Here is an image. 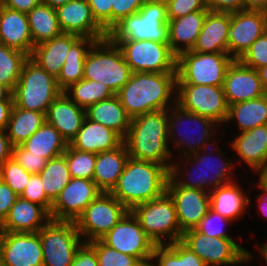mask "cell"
<instances>
[{"label": "cell", "instance_id": "19", "mask_svg": "<svg viewBox=\"0 0 267 266\" xmlns=\"http://www.w3.org/2000/svg\"><path fill=\"white\" fill-rule=\"evenodd\" d=\"M3 266H43L39 233L5 232L0 238Z\"/></svg>", "mask_w": 267, "mask_h": 266}, {"label": "cell", "instance_id": "41", "mask_svg": "<svg viewBox=\"0 0 267 266\" xmlns=\"http://www.w3.org/2000/svg\"><path fill=\"white\" fill-rule=\"evenodd\" d=\"M64 93L78 106L87 109L89 106L108 99L115 94L102 82L81 79L71 85Z\"/></svg>", "mask_w": 267, "mask_h": 266}, {"label": "cell", "instance_id": "6", "mask_svg": "<svg viewBox=\"0 0 267 266\" xmlns=\"http://www.w3.org/2000/svg\"><path fill=\"white\" fill-rule=\"evenodd\" d=\"M131 74L121 50L108 37L96 41L86 55L83 78L104 83L115 95Z\"/></svg>", "mask_w": 267, "mask_h": 266}, {"label": "cell", "instance_id": "12", "mask_svg": "<svg viewBox=\"0 0 267 266\" xmlns=\"http://www.w3.org/2000/svg\"><path fill=\"white\" fill-rule=\"evenodd\" d=\"M43 266H70L85 243L73 221L51 219L39 232Z\"/></svg>", "mask_w": 267, "mask_h": 266}, {"label": "cell", "instance_id": "21", "mask_svg": "<svg viewBox=\"0 0 267 266\" xmlns=\"http://www.w3.org/2000/svg\"><path fill=\"white\" fill-rule=\"evenodd\" d=\"M223 89L228 106L263 96L264 90L257 70L233 60L228 66Z\"/></svg>", "mask_w": 267, "mask_h": 266}, {"label": "cell", "instance_id": "34", "mask_svg": "<svg viewBox=\"0 0 267 266\" xmlns=\"http://www.w3.org/2000/svg\"><path fill=\"white\" fill-rule=\"evenodd\" d=\"M96 41L93 38L80 37L71 46L60 74L56 78L57 85L62 92L83 79L86 55Z\"/></svg>", "mask_w": 267, "mask_h": 266}, {"label": "cell", "instance_id": "42", "mask_svg": "<svg viewBox=\"0 0 267 266\" xmlns=\"http://www.w3.org/2000/svg\"><path fill=\"white\" fill-rule=\"evenodd\" d=\"M29 56L6 45L0 46V83L7 86L12 92L21 75L25 60Z\"/></svg>", "mask_w": 267, "mask_h": 266}, {"label": "cell", "instance_id": "32", "mask_svg": "<svg viewBox=\"0 0 267 266\" xmlns=\"http://www.w3.org/2000/svg\"><path fill=\"white\" fill-rule=\"evenodd\" d=\"M129 158L124 143L111 151L96 154L93 181L102 192H110L123 173Z\"/></svg>", "mask_w": 267, "mask_h": 266}, {"label": "cell", "instance_id": "2", "mask_svg": "<svg viewBox=\"0 0 267 266\" xmlns=\"http://www.w3.org/2000/svg\"><path fill=\"white\" fill-rule=\"evenodd\" d=\"M123 143L129 157L171 167L174 152L169 149L168 109L132 118Z\"/></svg>", "mask_w": 267, "mask_h": 266}, {"label": "cell", "instance_id": "3", "mask_svg": "<svg viewBox=\"0 0 267 266\" xmlns=\"http://www.w3.org/2000/svg\"><path fill=\"white\" fill-rule=\"evenodd\" d=\"M170 167L129 157L123 173L109 192L129 211L167 191Z\"/></svg>", "mask_w": 267, "mask_h": 266}, {"label": "cell", "instance_id": "68", "mask_svg": "<svg viewBox=\"0 0 267 266\" xmlns=\"http://www.w3.org/2000/svg\"><path fill=\"white\" fill-rule=\"evenodd\" d=\"M0 266H3L1 251H0Z\"/></svg>", "mask_w": 267, "mask_h": 266}, {"label": "cell", "instance_id": "25", "mask_svg": "<svg viewBox=\"0 0 267 266\" xmlns=\"http://www.w3.org/2000/svg\"><path fill=\"white\" fill-rule=\"evenodd\" d=\"M0 34L3 45L20 50L28 56L33 50V39L26 13L0 5Z\"/></svg>", "mask_w": 267, "mask_h": 266}, {"label": "cell", "instance_id": "17", "mask_svg": "<svg viewBox=\"0 0 267 266\" xmlns=\"http://www.w3.org/2000/svg\"><path fill=\"white\" fill-rule=\"evenodd\" d=\"M102 191L90 179L71 178L52 204L50 217L54 220L73 221Z\"/></svg>", "mask_w": 267, "mask_h": 266}, {"label": "cell", "instance_id": "9", "mask_svg": "<svg viewBox=\"0 0 267 266\" xmlns=\"http://www.w3.org/2000/svg\"><path fill=\"white\" fill-rule=\"evenodd\" d=\"M186 122L190 124L193 123L192 125L196 126L194 128L195 135L190 133V131H192L193 129L190 131L188 130V132L186 131L188 126L186 127V130H182L184 128V126L182 127V125L184 124L186 126L187 125ZM216 125L219 126L220 128V125L216 123L214 120L204 116H200L195 113L185 111L182 108H180L177 104L168 108L169 144L173 141L174 142L173 145L175 146L173 149L178 150L179 153L180 151L182 152L184 151L183 153L182 152L180 153V157L192 155L193 153L198 152L202 149L210 148L209 144L213 146L214 144H212L210 141H212L213 138H215L214 136L218 131L217 129H219ZM177 135H179L180 137ZM177 137L179 138L177 139Z\"/></svg>", "mask_w": 267, "mask_h": 266}, {"label": "cell", "instance_id": "61", "mask_svg": "<svg viewBox=\"0 0 267 266\" xmlns=\"http://www.w3.org/2000/svg\"><path fill=\"white\" fill-rule=\"evenodd\" d=\"M258 198V208L261 211V214L264 216H267V193L262 192L261 194H257L256 196Z\"/></svg>", "mask_w": 267, "mask_h": 266}, {"label": "cell", "instance_id": "37", "mask_svg": "<svg viewBox=\"0 0 267 266\" xmlns=\"http://www.w3.org/2000/svg\"><path fill=\"white\" fill-rule=\"evenodd\" d=\"M46 121L45 113L13 106L6 132L13 146L21 145Z\"/></svg>", "mask_w": 267, "mask_h": 266}, {"label": "cell", "instance_id": "38", "mask_svg": "<svg viewBox=\"0 0 267 266\" xmlns=\"http://www.w3.org/2000/svg\"><path fill=\"white\" fill-rule=\"evenodd\" d=\"M27 16L34 46L51 40L62 33L55 8L47 4L41 2Z\"/></svg>", "mask_w": 267, "mask_h": 266}, {"label": "cell", "instance_id": "59", "mask_svg": "<svg viewBox=\"0 0 267 266\" xmlns=\"http://www.w3.org/2000/svg\"><path fill=\"white\" fill-rule=\"evenodd\" d=\"M243 10L267 13V0H244Z\"/></svg>", "mask_w": 267, "mask_h": 266}, {"label": "cell", "instance_id": "53", "mask_svg": "<svg viewBox=\"0 0 267 266\" xmlns=\"http://www.w3.org/2000/svg\"><path fill=\"white\" fill-rule=\"evenodd\" d=\"M18 195L0 179V216L5 219L12 208Z\"/></svg>", "mask_w": 267, "mask_h": 266}, {"label": "cell", "instance_id": "55", "mask_svg": "<svg viewBox=\"0 0 267 266\" xmlns=\"http://www.w3.org/2000/svg\"><path fill=\"white\" fill-rule=\"evenodd\" d=\"M70 266H98L95 251L87 243H84L78 249Z\"/></svg>", "mask_w": 267, "mask_h": 266}, {"label": "cell", "instance_id": "8", "mask_svg": "<svg viewBox=\"0 0 267 266\" xmlns=\"http://www.w3.org/2000/svg\"><path fill=\"white\" fill-rule=\"evenodd\" d=\"M61 92L56 78L28 57L12 94L17 107L46 114Z\"/></svg>", "mask_w": 267, "mask_h": 266}, {"label": "cell", "instance_id": "49", "mask_svg": "<svg viewBox=\"0 0 267 266\" xmlns=\"http://www.w3.org/2000/svg\"><path fill=\"white\" fill-rule=\"evenodd\" d=\"M12 157L31 174H39L48 161L46 158L31 154L30 151L24 149L21 145L13 146Z\"/></svg>", "mask_w": 267, "mask_h": 266}, {"label": "cell", "instance_id": "57", "mask_svg": "<svg viewBox=\"0 0 267 266\" xmlns=\"http://www.w3.org/2000/svg\"><path fill=\"white\" fill-rule=\"evenodd\" d=\"M13 106V94L7 100H0V129L6 130Z\"/></svg>", "mask_w": 267, "mask_h": 266}, {"label": "cell", "instance_id": "65", "mask_svg": "<svg viewBox=\"0 0 267 266\" xmlns=\"http://www.w3.org/2000/svg\"><path fill=\"white\" fill-rule=\"evenodd\" d=\"M258 250H260L258 252H260L262 258L267 264V242H265V244H262L261 247H258Z\"/></svg>", "mask_w": 267, "mask_h": 266}, {"label": "cell", "instance_id": "5", "mask_svg": "<svg viewBox=\"0 0 267 266\" xmlns=\"http://www.w3.org/2000/svg\"><path fill=\"white\" fill-rule=\"evenodd\" d=\"M167 6L146 0L136 13L123 18L108 33L112 42L151 40L169 43Z\"/></svg>", "mask_w": 267, "mask_h": 266}, {"label": "cell", "instance_id": "13", "mask_svg": "<svg viewBox=\"0 0 267 266\" xmlns=\"http://www.w3.org/2000/svg\"><path fill=\"white\" fill-rule=\"evenodd\" d=\"M113 43L121 50L132 73L176 72L177 56L168 43L151 40H123Z\"/></svg>", "mask_w": 267, "mask_h": 266}, {"label": "cell", "instance_id": "10", "mask_svg": "<svg viewBox=\"0 0 267 266\" xmlns=\"http://www.w3.org/2000/svg\"><path fill=\"white\" fill-rule=\"evenodd\" d=\"M233 60L228 53L182 52L177 56L176 84L223 86Z\"/></svg>", "mask_w": 267, "mask_h": 266}, {"label": "cell", "instance_id": "15", "mask_svg": "<svg viewBox=\"0 0 267 266\" xmlns=\"http://www.w3.org/2000/svg\"><path fill=\"white\" fill-rule=\"evenodd\" d=\"M176 104L220 125L225 124L228 114L223 86L176 84Z\"/></svg>", "mask_w": 267, "mask_h": 266}, {"label": "cell", "instance_id": "11", "mask_svg": "<svg viewBox=\"0 0 267 266\" xmlns=\"http://www.w3.org/2000/svg\"><path fill=\"white\" fill-rule=\"evenodd\" d=\"M180 242L195 253L206 266L246 264L254 258L232 238L209 237L191 229L182 233Z\"/></svg>", "mask_w": 267, "mask_h": 266}, {"label": "cell", "instance_id": "16", "mask_svg": "<svg viewBox=\"0 0 267 266\" xmlns=\"http://www.w3.org/2000/svg\"><path fill=\"white\" fill-rule=\"evenodd\" d=\"M100 240L107 246L150 264L155 244L146 236L139 220L128 211Z\"/></svg>", "mask_w": 267, "mask_h": 266}, {"label": "cell", "instance_id": "69", "mask_svg": "<svg viewBox=\"0 0 267 266\" xmlns=\"http://www.w3.org/2000/svg\"><path fill=\"white\" fill-rule=\"evenodd\" d=\"M3 45V41H2V37H1V34H0V46Z\"/></svg>", "mask_w": 267, "mask_h": 266}, {"label": "cell", "instance_id": "24", "mask_svg": "<svg viewBox=\"0 0 267 266\" xmlns=\"http://www.w3.org/2000/svg\"><path fill=\"white\" fill-rule=\"evenodd\" d=\"M231 13L208 11L202 29L191 51L228 53V34Z\"/></svg>", "mask_w": 267, "mask_h": 266}, {"label": "cell", "instance_id": "63", "mask_svg": "<svg viewBox=\"0 0 267 266\" xmlns=\"http://www.w3.org/2000/svg\"><path fill=\"white\" fill-rule=\"evenodd\" d=\"M72 0H41L42 3L49 5L52 8H58Z\"/></svg>", "mask_w": 267, "mask_h": 266}, {"label": "cell", "instance_id": "33", "mask_svg": "<svg viewBox=\"0 0 267 266\" xmlns=\"http://www.w3.org/2000/svg\"><path fill=\"white\" fill-rule=\"evenodd\" d=\"M86 117L112 129L122 139L127 135L131 121L117 95L89 106L86 109Z\"/></svg>", "mask_w": 267, "mask_h": 266}, {"label": "cell", "instance_id": "47", "mask_svg": "<svg viewBox=\"0 0 267 266\" xmlns=\"http://www.w3.org/2000/svg\"><path fill=\"white\" fill-rule=\"evenodd\" d=\"M230 222L232 224L230 219H227L210 209L200 220L199 225L195 229L209 237L232 238L226 233L223 226L224 224L226 225Z\"/></svg>", "mask_w": 267, "mask_h": 266}, {"label": "cell", "instance_id": "40", "mask_svg": "<svg viewBox=\"0 0 267 266\" xmlns=\"http://www.w3.org/2000/svg\"><path fill=\"white\" fill-rule=\"evenodd\" d=\"M39 174L41 176L42 187L52 202L55 201L71 179L66 158L63 154L49 159Z\"/></svg>", "mask_w": 267, "mask_h": 266}, {"label": "cell", "instance_id": "29", "mask_svg": "<svg viewBox=\"0 0 267 266\" xmlns=\"http://www.w3.org/2000/svg\"><path fill=\"white\" fill-rule=\"evenodd\" d=\"M230 144L238 157L255 172L267 163V124L240 132Z\"/></svg>", "mask_w": 267, "mask_h": 266}, {"label": "cell", "instance_id": "28", "mask_svg": "<svg viewBox=\"0 0 267 266\" xmlns=\"http://www.w3.org/2000/svg\"><path fill=\"white\" fill-rule=\"evenodd\" d=\"M81 36L71 33L60 35L33 47L30 58L48 74L58 77L71 46Z\"/></svg>", "mask_w": 267, "mask_h": 266}, {"label": "cell", "instance_id": "26", "mask_svg": "<svg viewBox=\"0 0 267 266\" xmlns=\"http://www.w3.org/2000/svg\"><path fill=\"white\" fill-rule=\"evenodd\" d=\"M123 139L112 129L85 117L81 129L69 145L83 152L98 154L119 147Z\"/></svg>", "mask_w": 267, "mask_h": 266}, {"label": "cell", "instance_id": "18", "mask_svg": "<svg viewBox=\"0 0 267 266\" xmlns=\"http://www.w3.org/2000/svg\"><path fill=\"white\" fill-rule=\"evenodd\" d=\"M267 31V13L241 10L231 13L228 54L239 60L252 43Z\"/></svg>", "mask_w": 267, "mask_h": 266}, {"label": "cell", "instance_id": "7", "mask_svg": "<svg viewBox=\"0 0 267 266\" xmlns=\"http://www.w3.org/2000/svg\"><path fill=\"white\" fill-rule=\"evenodd\" d=\"M131 212L155 245H168L180 241L182 232L175 204L167 191L153 200L135 206Z\"/></svg>", "mask_w": 267, "mask_h": 266}, {"label": "cell", "instance_id": "48", "mask_svg": "<svg viewBox=\"0 0 267 266\" xmlns=\"http://www.w3.org/2000/svg\"><path fill=\"white\" fill-rule=\"evenodd\" d=\"M21 198L43 206L49 213L53 202L47 197L43 187L40 174H32L27 182L26 188L20 195Z\"/></svg>", "mask_w": 267, "mask_h": 266}, {"label": "cell", "instance_id": "30", "mask_svg": "<svg viewBox=\"0 0 267 266\" xmlns=\"http://www.w3.org/2000/svg\"><path fill=\"white\" fill-rule=\"evenodd\" d=\"M208 11H196L168 21V44L176 56L182 52L192 50Z\"/></svg>", "mask_w": 267, "mask_h": 266}, {"label": "cell", "instance_id": "60", "mask_svg": "<svg viewBox=\"0 0 267 266\" xmlns=\"http://www.w3.org/2000/svg\"><path fill=\"white\" fill-rule=\"evenodd\" d=\"M255 173L259 174L257 187L260 188L262 192L267 193V163L258 168Z\"/></svg>", "mask_w": 267, "mask_h": 266}, {"label": "cell", "instance_id": "43", "mask_svg": "<svg viewBox=\"0 0 267 266\" xmlns=\"http://www.w3.org/2000/svg\"><path fill=\"white\" fill-rule=\"evenodd\" d=\"M66 163L71 178H82L93 180L96 154L79 151L69 144L65 153Z\"/></svg>", "mask_w": 267, "mask_h": 266}, {"label": "cell", "instance_id": "39", "mask_svg": "<svg viewBox=\"0 0 267 266\" xmlns=\"http://www.w3.org/2000/svg\"><path fill=\"white\" fill-rule=\"evenodd\" d=\"M155 259V260H154ZM154 263V261H156ZM149 266H206L205 263L180 241L155 245Z\"/></svg>", "mask_w": 267, "mask_h": 266}, {"label": "cell", "instance_id": "46", "mask_svg": "<svg viewBox=\"0 0 267 266\" xmlns=\"http://www.w3.org/2000/svg\"><path fill=\"white\" fill-rule=\"evenodd\" d=\"M239 61L255 70L267 65V31L252 43Z\"/></svg>", "mask_w": 267, "mask_h": 266}, {"label": "cell", "instance_id": "50", "mask_svg": "<svg viewBox=\"0 0 267 266\" xmlns=\"http://www.w3.org/2000/svg\"><path fill=\"white\" fill-rule=\"evenodd\" d=\"M96 22L108 33L112 29L113 0H87Z\"/></svg>", "mask_w": 267, "mask_h": 266}, {"label": "cell", "instance_id": "66", "mask_svg": "<svg viewBox=\"0 0 267 266\" xmlns=\"http://www.w3.org/2000/svg\"><path fill=\"white\" fill-rule=\"evenodd\" d=\"M4 218L0 216V238L5 234Z\"/></svg>", "mask_w": 267, "mask_h": 266}, {"label": "cell", "instance_id": "22", "mask_svg": "<svg viewBox=\"0 0 267 266\" xmlns=\"http://www.w3.org/2000/svg\"><path fill=\"white\" fill-rule=\"evenodd\" d=\"M63 33L98 40L107 38L105 30L93 18L87 0H72L55 9Z\"/></svg>", "mask_w": 267, "mask_h": 266}, {"label": "cell", "instance_id": "67", "mask_svg": "<svg viewBox=\"0 0 267 266\" xmlns=\"http://www.w3.org/2000/svg\"><path fill=\"white\" fill-rule=\"evenodd\" d=\"M151 1L167 6L172 0H151Z\"/></svg>", "mask_w": 267, "mask_h": 266}, {"label": "cell", "instance_id": "27", "mask_svg": "<svg viewBox=\"0 0 267 266\" xmlns=\"http://www.w3.org/2000/svg\"><path fill=\"white\" fill-rule=\"evenodd\" d=\"M51 220L50 213L39 204L20 196L4 219L6 232L37 233Z\"/></svg>", "mask_w": 267, "mask_h": 266}, {"label": "cell", "instance_id": "23", "mask_svg": "<svg viewBox=\"0 0 267 266\" xmlns=\"http://www.w3.org/2000/svg\"><path fill=\"white\" fill-rule=\"evenodd\" d=\"M86 109L75 104L61 92L49 106L45 118L69 144L81 129Z\"/></svg>", "mask_w": 267, "mask_h": 266}, {"label": "cell", "instance_id": "31", "mask_svg": "<svg viewBox=\"0 0 267 266\" xmlns=\"http://www.w3.org/2000/svg\"><path fill=\"white\" fill-rule=\"evenodd\" d=\"M209 196L210 209L232 222L244 216L251 203L249 195L235 181L212 189Z\"/></svg>", "mask_w": 267, "mask_h": 266}, {"label": "cell", "instance_id": "35", "mask_svg": "<svg viewBox=\"0 0 267 266\" xmlns=\"http://www.w3.org/2000/svg\"><path fill=\"white\" fill-rule=\"evenodd\" d=\"M236 120L241 132L267 124V93L248 101L228 106L225 123Z\"/></svg>", "mask_w": 267, "mask_h": 266}, {"label": "cell", "instance_id": "54", "mask_svg": "<svg viewBox=\"0 0 267 266\" xmlns=\"http://www.w3.org/2000/svg\"><path fill=\"white\" fill-rule=\"evenodd\" d=\"M244 0H206V8L214 12H236L243 10Z\"/></svg>", "mask_w": 267, "mask_h": 266}, {"label": "cell", "instance_id": "64", "mask_svg": "<svg viewBox=\"0 0 267 266\" xmlns=\"http://www.w3.org/2000/svg\"><path fill=\"white\" fill-rule=\"evenodd\" d=\"M11 95L12 91L7 86L0 83V100H7Z\"/></svg>", "mask_w": 267, "mask_h": 266}, {"label": "cell", "instance_id": "51", "mask_svg": "<svg viewBox=\"0 0 267 266\" xmlns=\"http://www.w3.org/2000/svg\"><path fill=\"white\" fill-rule=\"evenodd\" d=\"M201 10H208L206 0H172L167 5V17L176 19Z\"/></svg>", "mask_w": 267, "mask_h": 266}, {"label": "cell", "instance_id": "52", "mask_svg": "<svg viewBox=\"0 0 267 266\" xmlns=\"http://www.w3.org/2000/svg\"><path fill=\"white\" fill-rule=\"evenodd\" d=\"M146 0H113L112 5V28L123 18L136 14Z\"/></svg>", "mask_w": 267, "mask_h": 266}, {"label": "cell", "instance_id": "14", "mask_svg": "<svg viewBox=\"0 0 267 266\" xmlns=\"http://www.w3.org/2000/svg\"><path fill=\"white\" fill-rule=\"evenodd\" d=\"M129 210L109 192L99 194L76 219L75 224L84 242L100 239Z\"/></svg>", "mask_w": 267, "mask_h": 266}, {"label": "cell", "instance_id": "45", "mask_svg": "<svg viewBox=\"0 0 267 266\" xmlns=\"http://www.w3.org/2000/svg\"><path fill=\"white\" fill-rule=\"evenodd\" d=\"M32 174L27 172L12 157L1 165L0 179L6 183L18 196L21 195L27 186V182Z\"/></svg>", "mask_w": 267, "mask_h": 266}, {"label": "cell", "instance_id": "62", "mask_svg": "<svg viewBox=\"0 0 267 266\" xmlns=\"http://www.w3.org/2000/svg\"><path fill=\"white\" fill-rule=\"evenodd\" d=\"M261 84L264 90L267 92V65L257 69Z\"/></svg>", "mask_w": 267, "mask_h": 266}, {"label": "cell", "instance_id": "20", "mask_svg": "<svg viewBox=\"0 0 267 266\" xmlns=\"http://www.w3.org/2000/svg\"><path fill=\"white\" fill-rule=\"evenodd\" d=\"M172 197L181 232L195 229L210 210L209 193L182 186H167Z\"/></svg>", "mask_w": 267, "mask_h": 266}, {"label": "cell", "instance_id": "36", "mask_svg": "<svg viewBox=\"0 0 267 266\" xmlns=\"http://www.w3.org/2000/svg\"><path fill=\"white\" fill-rule=\"evenodd\" d=\"M21 146L31 154L49 160L64 154L68 143L51 124L45 121Z\"/></svg>", "mask_w": 267, "mask_h": 266}, {"label": "cell", "instance_id": "44", "mask_svg": "<svg viewBox=\"0 0 267 266\" xmlns=\"http://www.w3.org/2000/svg\"><path fill=\"white\" fill-rule=\"evenodd\" d=\"M96 253L98 266H145L137 257L119 252L100 239L87 243Z\"/></svg>", "mask_w": 267, "mask_h": 266}, {"label": "cell", "instance_id": "4", "mask_svg": "<svg viewBox=\"0 0 267 266\" xmlns=\"http://www.w3.org/2000/svg\"><path fill=\"white\" fill-rule=\"evenodd\" d=\"M208 149L209 148L202 149L193 153L191 156L183 157L186 160L185 162L183 159L181 162L184 164V167L180 166L177 160L176 162L172 161L167 186H182L185 188L200 189L210 193L214 188L234 182L235 180L233 179L236 178H233L235 173L231 171L233 170L231 160L228 157H223V151H221L219 147L214 148L218 149V152L216 151L215 154L213 150L211 151V149ZM213 155H215V157ZM216 156H218V158ZM188 163L191 164V167L193 166L192 171L194 172L191 173V170H189L191 167L187 166ZM192 174L196 175L193 176Z\"/></svg>", "mask_w": 267, "mask_h": 266}, {"label": "cell", "instance_id": "56", "mask_svg": "<svg viewBox=\"0 0 267 266\" xmlns=\"http://www.w3.org/2000/svg\"><path fill=\"white\" fill-rule=\"evenodd\" d=\"M41 0H1V5L28 14Z\"/></svg>", "mask_w": 267, "mask_h": 266}, {"label": "cell", "instance_id": "58", "mask_svg": "<svg viewBox=\"0 0 267 266\" xmlns=\"http://www.w3.org/2000/svg\"><path fill=\"white\" fill-rule=\"evenodd\" d=\"M13 145L10 142L7 132L0 129V163L3 164L6 160L12 158Z\"/></svg>", "mask_w": 267, "mask_h": 266}, {"label": "cell", "instance_id": "1", "mask_svg": "<svg viewBox=\"0 0 267 266\" xmlns=\"http://www.w3.org/2000/svg\"><path fill=\"white\" fill-rule=\"evenodd\" d=\"M176 82L177 72H135L116 95L132 119L148 112L174 106Z\"/></svg>", "mask_w": 267, "mask_h": 266}]
</instances>
